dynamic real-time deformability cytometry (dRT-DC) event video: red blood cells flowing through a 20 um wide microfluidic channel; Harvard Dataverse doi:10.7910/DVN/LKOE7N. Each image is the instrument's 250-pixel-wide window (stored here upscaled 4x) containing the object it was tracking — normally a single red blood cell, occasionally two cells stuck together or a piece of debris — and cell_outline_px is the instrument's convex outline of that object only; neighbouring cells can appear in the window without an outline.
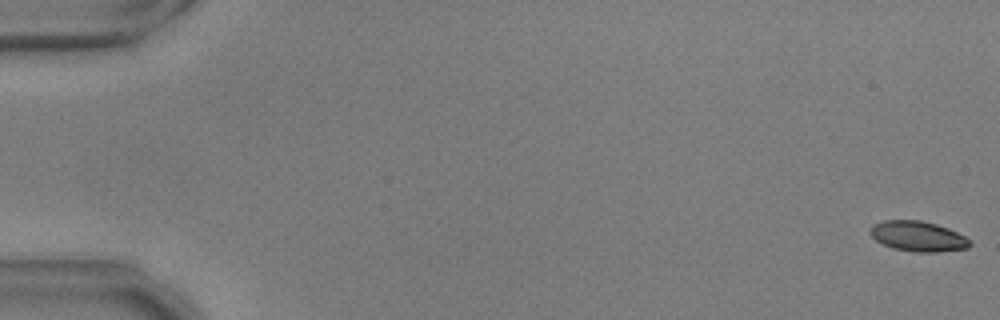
{"species": "common noctule bat (a hibernating species)", "species_latin": "Nyctalus noctula", "temperature_condition": "warm", "stored_images_in_passage": 55, "camera_frame_rate_fps": 3000, "um_per_image_px": 0.085, "animal": {"sex": "male", "body_mass_g": 17.9, "forearm_length_mm": 54.2}, "frame": {"image": 1, "passage_image": 1, "time_ms": 0.0, "image_size_px": [1000, 320], "cell_outline_px": [[972, 244], [968, 248], [936, 252], [916, 252], [892, 248], [876, 240], [868, 232], [872, 224], [884, 220], [920, 220], [936, 224], [948, 228], [964, 236]], "centroid_in_image_um": [78.0, 20.08], "position_along_channel_um": 7.0, "area_um2": 17.51}}
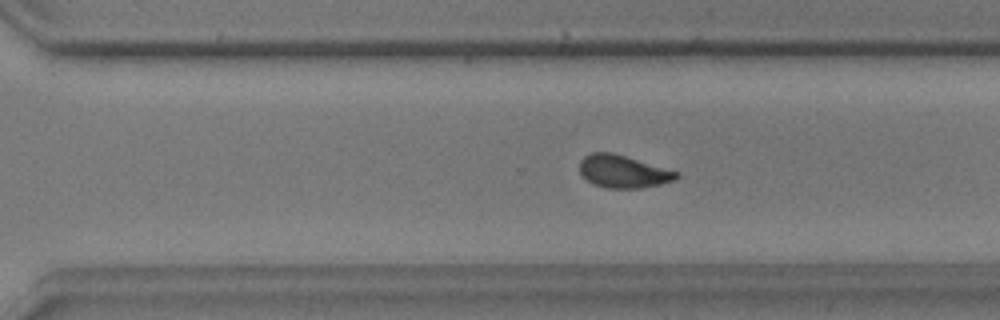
{"frame": {"image": 2, "passage_image": 39, "time_ms": 12.667, "image_size_px": [1000, 320], "cell_outline_px": [[680, 176], [676, 180], [660, 184], [640, 188], [604, 188], [592, 184], [580, 172], [580, 160], [584, 156], [592, 152], [612, 152], [680, 172]], "centroid_in_image_um": [52.98, 14.58], "position_along_channel_um": 317.6, "area_um2": 18.5}}
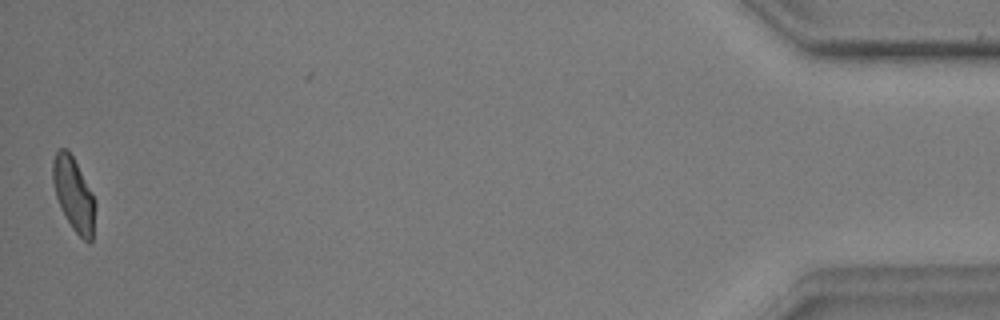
{"frame": {"image": 3, "passage_image": 55, "time_ms": 18.0, "image_size_px": [1000, 320], "cell_outline_px": [[96, 204], [92, 240], [88, 244], [72, 228], [60, 208], [56, 196], [52, 180], [52, 164], [56, 152], [60, 148], [68, 148], [96, 200]], "centroid_in_image_um": [6.27, 16.52], "position_along_channel_um": 428.9, "area_um2": 18.21}, "authors_computed_cell_mechanics": {"area_um2": 18.6116, "velocity_mm_per_s": 3.7028, "shape_relaxation_time_tau1_ms": 4.5897, "shape_relaxation_time_tau2_ms": 1.3475, "deformation_change_tau1": 0.1392, "deformation_change_tau2": 0.0711}}